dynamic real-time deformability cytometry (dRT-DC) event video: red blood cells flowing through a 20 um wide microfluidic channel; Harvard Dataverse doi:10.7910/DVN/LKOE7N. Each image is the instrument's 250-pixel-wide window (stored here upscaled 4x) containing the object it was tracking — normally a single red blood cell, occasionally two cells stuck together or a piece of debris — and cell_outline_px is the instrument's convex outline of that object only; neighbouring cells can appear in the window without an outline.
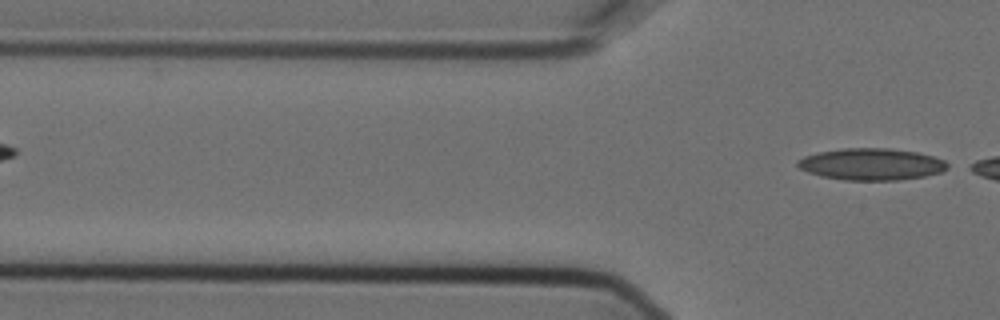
{"species": "Egyptian fruit bat (a non-hibernating species)", "species_latin": "Rousettus aegyptiacus", "temperature_condition": "cold", "stored_images_in_passage": 5, "segment_of_instrument_passage": [2, 2], "camera_frame_rate_fps": 3000, "um_per_image_px": 0.085, "animal": {"sex": "female"}, "frame": {"image": 1, "passage_image": 5, "time_ms": 1.333, "image_size_px": [1000, 320], "cell_outline_px": [[952, 164], [948, 168], [940, 172], [924, 176], [896, 180], [844, 180], [824, 176], [808, 172], [800, 168], [796, 164], [796, 160], [804, 156], [820, 152], [844, 148], [888, 148], [916, 152], [932, 156], [944, 160]], "centroid_in_image_um": [74.09, 13.95], "position_along_channel_um": 51.7, "area_um2": 27.63}}